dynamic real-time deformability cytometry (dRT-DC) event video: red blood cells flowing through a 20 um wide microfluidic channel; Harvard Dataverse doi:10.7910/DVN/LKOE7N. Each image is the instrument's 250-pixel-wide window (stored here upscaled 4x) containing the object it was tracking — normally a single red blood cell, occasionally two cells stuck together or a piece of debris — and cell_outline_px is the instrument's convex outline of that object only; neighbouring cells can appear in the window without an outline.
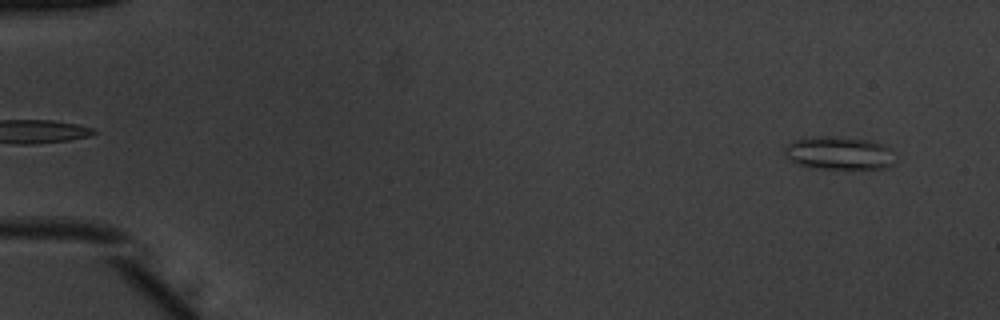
{"species": "common noctule bat (a hibernating species)", "species_latin": "Nyctalus noctula", "temperature_condition": "warm", "stored_images_in_passage": 51, "camera_frame_rate_fps": 3000, "um_per_image_px": 0.085, "animal": {"sex": "male", "body_mass_g": 20.1, "forearm_length_mm": 53.5}, "frame": {"image": 1, "passage_image": 3, "time_ms": 0.667, "image_size_px": [1000, 320], "cell_outline_px": [[892, 164], [884, 168], [808, 168], [796, 164], [784, 156], [784, 148], [792, 140], [820, 136], [828, 136], [868, 140], [884, 144], [892, 148]], "centroid_in_image_um": [71.26, 13.01], "position_along_channel_um": 13.7, "area_um2": 21.27}}
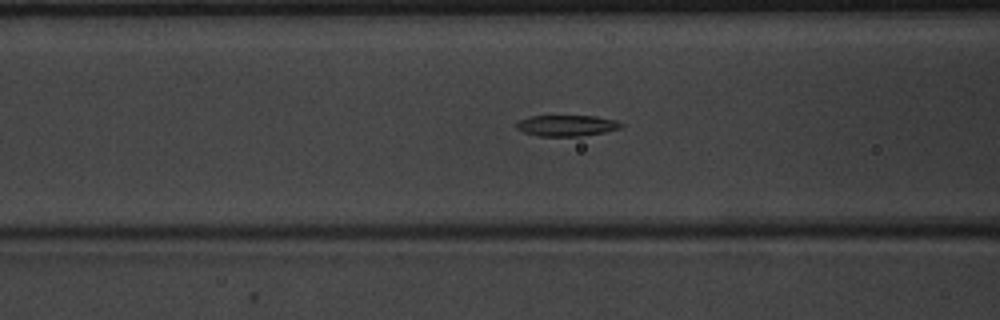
{"frame": {"image": 2, "passage_image": 21, "time_ms": 6.667, "image_size_px": [1000, 320], "cell_outline_px": [[624, 124], [620, 128], [604, 132], [580, 136], [540, 136], [524, 132], [516, 128], [516, 124], [520, 120], [528, 116], [596, 116], [616, 120]], "centroid_in_image_um": [48.18, 10.67], "position_along_channel_um": 118.4, "area_um2": 12.77}}
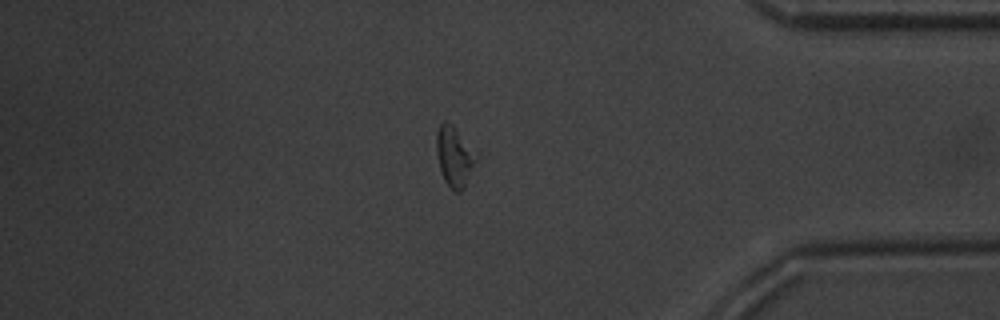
{"frame": {"image": 3, "passage_image": 44, "time_ms": 14.333, "image_size_px": [1000, 320], "cell_outline_px": [[480, 156], [464, 188], [460, 192], [456, 192], [444, 180], [440, 168], [436, 152], [436, 132], [440, 124], [444, 120], [448, 120], [480, 152]], "centroid_in_image_um": [38.69, 13.24], "position_along_channel_um": 396.5, "area_um2": 14.57}, "authors_computed_cell_mechanics": {"area_um2": 13.8142, "velocity_mm_per_s": 3.9471, "shape_relaxation_time_tau1_ms": 4.3977, "shape_relaxation_time_tau2_ms": null, "deformation_change_tau1": 0.1378, "deformation_change_tau2": null}}